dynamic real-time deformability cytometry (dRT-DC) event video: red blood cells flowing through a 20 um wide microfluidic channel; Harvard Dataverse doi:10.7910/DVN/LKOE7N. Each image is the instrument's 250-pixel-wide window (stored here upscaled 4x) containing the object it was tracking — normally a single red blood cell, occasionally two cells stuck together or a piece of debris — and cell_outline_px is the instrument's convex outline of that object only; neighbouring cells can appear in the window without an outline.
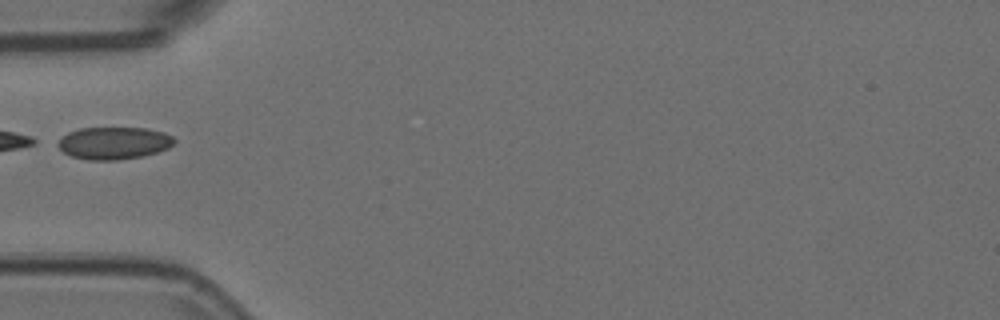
{"species": "Egyptian fruit bat (a non-hibernating species)", "species_latin": "Rousettus aegyptiacus", "temperature_condition": "room temperature", "stored_images_in_passage": 4, "camera_frame_rate_fps": 3000, "um_per_image_px": 0.085, "animal": {"sex": "female"}, "frame": {"image": 1, "passage_image": 4, "time_ms": 1.0, "image_size_px": [1000, 320], "cell_outline_px": [[176, 140], [168, 148], [156, 152], [140, 156], [116, 160], [88, 160], [72, 156], [64, 152], [52, 144], [68, 132], [80, 128], [144, 128], [164, 132], [172, 136]], "centroid_in_image_um": [9.61, 12.15], "position_along_channel_um": 75.4, "area_um2": 21.96}}